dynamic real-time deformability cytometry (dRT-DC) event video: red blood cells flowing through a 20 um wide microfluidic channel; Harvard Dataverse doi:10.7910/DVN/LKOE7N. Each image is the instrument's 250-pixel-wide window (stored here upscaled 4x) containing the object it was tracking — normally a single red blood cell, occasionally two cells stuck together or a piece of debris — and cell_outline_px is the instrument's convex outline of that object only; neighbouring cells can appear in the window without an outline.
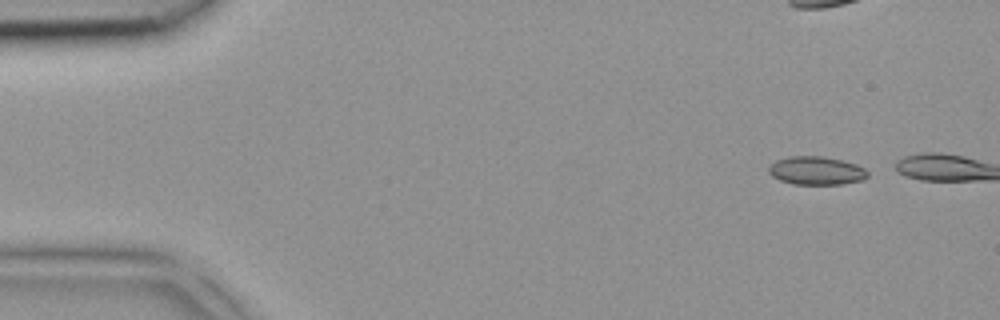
{"species": "common noctule bat (a hibernating species)", "species_latin": "Nyctalus noctula", "temperature_condition": "room temperature", "stored_images_in_passage": 4, "camera_frame_rate_fps": 3000, "um_per_image_px": 0.085, "animal": {"sex": "female", "body_mass_g": 18.4}, "frame": {"image": 1, "passage_image": 1, "time_ms": 0.0, "image_size_px": [1000, 320], "cell_outline_px": [[868, 176], [864, 180], [840, 184], [792, 184], [780, 180], [772, 176], [768, 172], [768, 168], [776, 160], [788, 156], [820, 156], [840, 160], [856, 164], [864, 168], [868, 172]], "centroid_in_image_um": [69.38, 14.51], "position_along_channel_um": 15.6, "area_um2": 16.3}}